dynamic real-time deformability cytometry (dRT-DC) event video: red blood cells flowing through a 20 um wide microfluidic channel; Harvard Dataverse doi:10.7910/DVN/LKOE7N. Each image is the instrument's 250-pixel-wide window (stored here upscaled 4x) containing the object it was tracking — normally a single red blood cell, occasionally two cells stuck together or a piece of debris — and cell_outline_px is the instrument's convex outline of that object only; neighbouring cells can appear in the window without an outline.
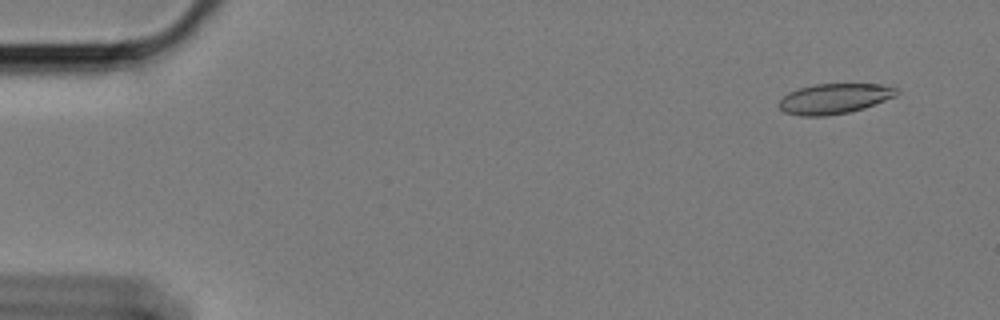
{"species": "Egyptian fruit bat (a non-hibernating species)", "species_latin": "Rousettus aegyptiacus", "temperature_condition": "cold", "stored_images_in_passage": 59, "camera_frame_rate_fps": 3000, "um_per_image_px": 0.085, "animal": {"sex": "female"}, "frame": {"image": 1, "passage_image": 4, "time_ms": 1.0, "image_size_px": [1000, 320], "cell_outline_px": [[900, 92], [896, 96], [864, 108], [848, 112], [824, 116], [800, 116], [784, 112], [776, 104], [788, 92], [800, 88], [816, 84], [880, 84], [896, 88]], "centroid_in_image_um": [70.9, 8.39], "position_along_channel_um": 14.1, "area_um2": 20.69}}
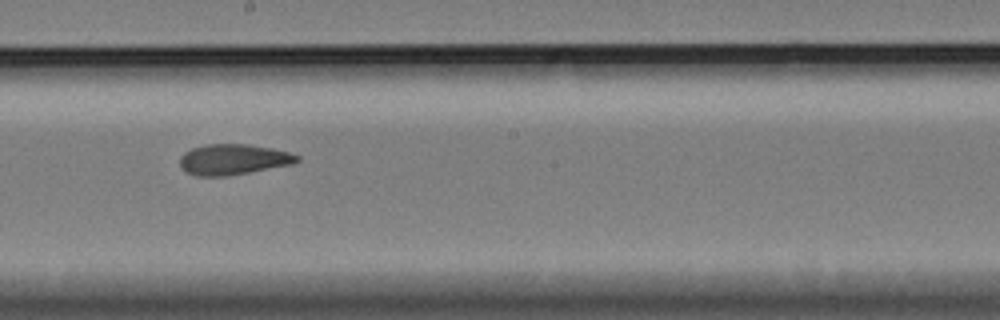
{"frame": {"image": 2, "passage_image": 33, "time_ms": 10.667, "image_size_px": [1000, 320], "cell_outline_px": [[300, 160], [292, 164], [228, 176], [196, 176], [180, 168], [180, 156], [184, 152], [192, 148], [208, 144], [248, 144], [272, 148], [288, 152], [300, 156]], "centroid_in_image_um": [19.81, 13.55], "position_along_channel_um": 228.4, "area_um2": 20.92}}
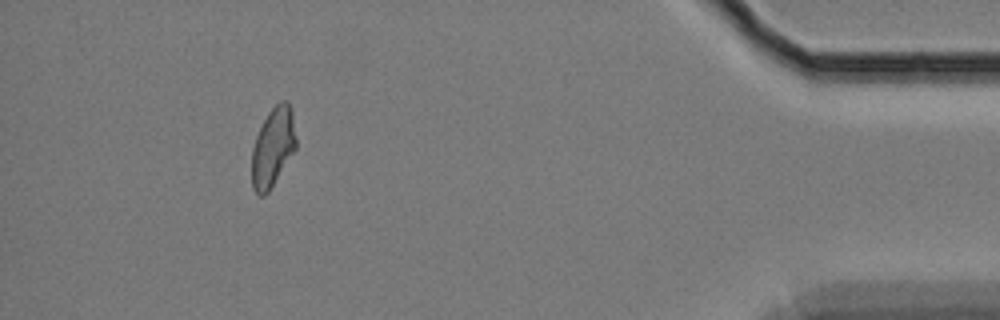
{"frame": {"image": 3, "passage_image": 54, "time_ms": 17.667, "image_size_px": [1000, 320], "cell_outline_px": [[296, 148], [268, 192], [264, 196], [256, 196], [252, 188], [252, 148], [256, 136], [268, 112], [280, 100], [288, 100], [292, 112], [296, 136]], "centroid_in_image_um": [23.19, 12.52], "position_along_channel_um": 412.0, "area_um2": 20.4}, "authors_computed_cell_mechanics": {"area_um2": 20.9814, "velocity_mm_per_s": 3.407, "shape_relaxation_time_tau1_ms": null, "shape_relaxation_time_tau2_ms": 4.0616, "deformation_change_tau1": null, "deformation_change_tau2": 0.1065}}